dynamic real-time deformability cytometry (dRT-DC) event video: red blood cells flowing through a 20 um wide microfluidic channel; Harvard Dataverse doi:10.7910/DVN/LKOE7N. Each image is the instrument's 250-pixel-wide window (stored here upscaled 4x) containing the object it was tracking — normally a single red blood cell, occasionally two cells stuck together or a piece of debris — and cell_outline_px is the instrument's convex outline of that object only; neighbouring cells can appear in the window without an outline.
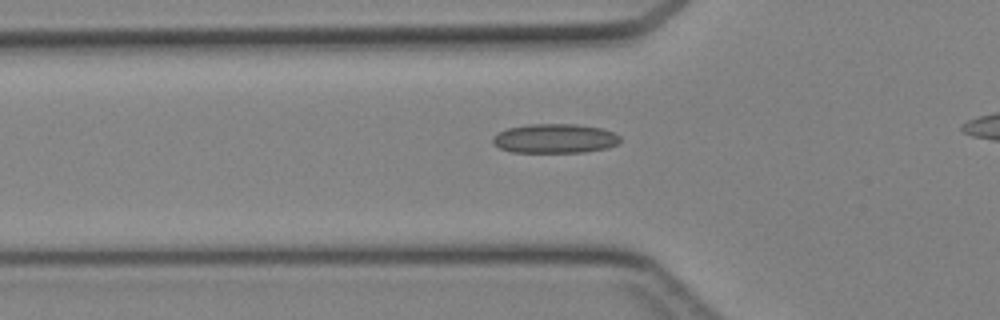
{"species": "Egyptian fruit bat (a non-hibernating species)", "species_latin": "Rousettus aegyptiacus", "temperature_condition": "cold", "stored_images_in_passage": 35, "camera_frame_rate_fps": 3000, "um_per_image_px": 0.085, "animal": {"sex": "female"}, "frame": {"image": 1, "passage_image": 11, "time_ms": 3.333, "image_size_px": [1000, 320], "cell_outline_px": [[620, 140], [616, 144], [608, 148], [584, 152], [512, 152], [500, 148], [492, 144], [492, 136], [496, 132], [508, 128], [528, 124], [576, 124], [600, 128], [612, 132], [620, 136]], "centroid_in_image_um": [47.11, 11.77], "position_along_channel_um": 78.7, "area_um2": 21.85}}
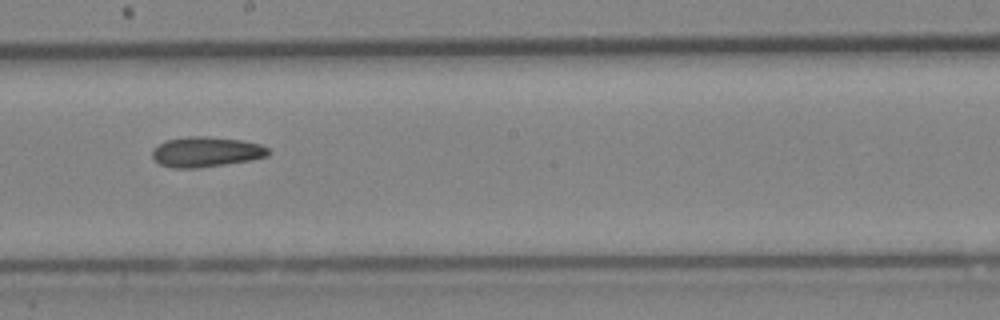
{"frame": {"image": 2, "passage_image": 21, "time_ms": 6.667, "image_size_px": [1000, 320], "cell_outline_px": [[272, 152], [268, 156], [252, 160], [196, 168], [172, 168], [160, 164], [152, 156], [152, 148], [164, 140], [188, 136], [204, 136], [240, 140], [260, 144], [268, 148]], "centroid_in_image_um": [17.51, 12.9], "position_along_channel_um": 230.7, "area_um2": 20.52}}
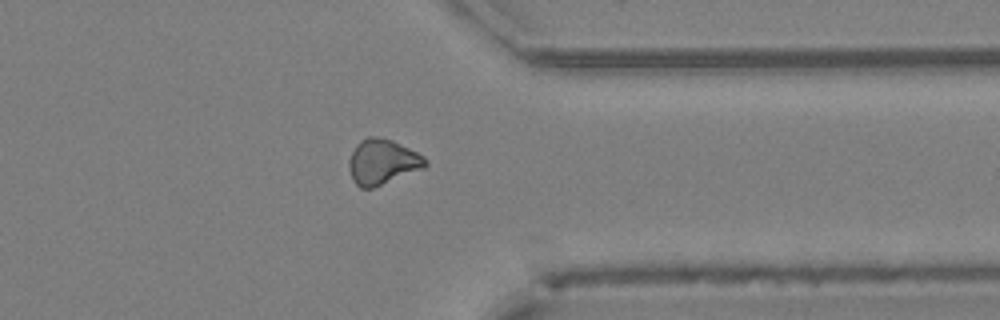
{"frame": {"image": 3, "passage_image": 31, "time_ms": 10.0, "image_size_px": [1000, 320], "cell_outline_px": [[428, 164], [424, 168], [372, 188], [360, 188], [352, 180], [348, 168], [348, 160], [356, 144], [360, 140], [368, 136], [376, 136], [392, 140], [424, 156], [428, 160]], "centroid_in_image_um": [32.48, 13.75], "position_along_channel_um": 378.9, "area_um2": 20.17}}